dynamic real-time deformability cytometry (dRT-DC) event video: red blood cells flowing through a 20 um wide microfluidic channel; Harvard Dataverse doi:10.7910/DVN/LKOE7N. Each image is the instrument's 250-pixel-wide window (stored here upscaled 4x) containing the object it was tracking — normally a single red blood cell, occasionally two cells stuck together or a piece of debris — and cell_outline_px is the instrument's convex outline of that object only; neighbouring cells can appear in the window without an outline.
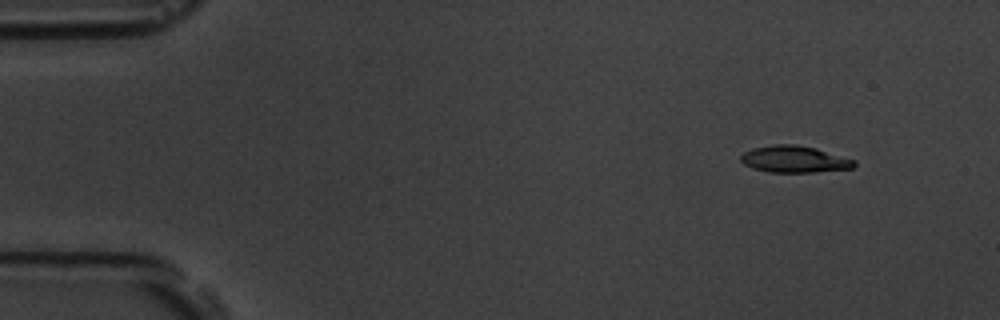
{"species": "common noctule bat (a hibernating species)", "species_latin": "Nyctalus noctula", "temperature_condition": "room temperature", "stored_images_in_passage": 6, "camera_frame_rate_fps": 3000, "um_per_image_px": 0.085, "animal": {"sex": "male", "body_mass_g": 19.5, "forearm_length_mm": 54.6}, "frame": {"image": 1, "passage_image": 1, "time_ms": 0.0, "image_size_px": [1000, 320], "cell_outline_px": [[856, 164], [852, 168], [812, 172], [768, 172], [752, 168], [744, 164], [740, 160], [740, 156], [744, 152], [752, 148], [776, 144], [796, 144], [816, 148], [856, 160]], "centroid_in_image_um": [67.5, 13.53], "position_along_channel_um": 17.5, "area_um2": 17.69}}
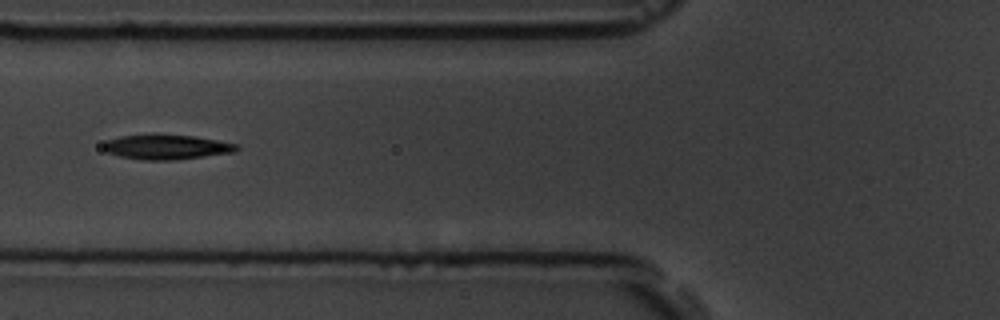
{"frame": {"image": 2, "passage_image": 5, "time_ms": 5.333, "image_size_px": [1000, 320], "cell_outline_px": [[240, 148], [236, 152], [172, 160], [144, 160], [120, 156], [108, 152], [104, 148], [104, 140], [120, 136], [156, 132], [196, 136], [240, 144]], "centroid_in_image_um": [14.18, 12.45], "position_along_channel_um": 111.6, "area_um2": 19.88}}
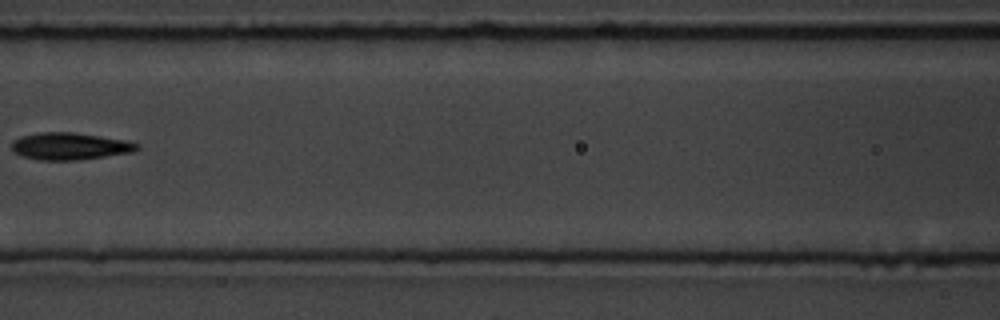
{"frame": {"image": 3, "passage_image": 6, "time_ms": 6.667, "image_size_px": [1000, 320], "cell_outline_px": [[140, 148], [132, 152], [76, 160], [40, 160], [20, 156], [12, 148], [12, 140], [20, 136], [36, 132], [72, 132], [100, 136], [124, 140], [140, 144]], "centroid_in_image_um": [5.9, 12.42], "position_along_channel_um": 160.7, "area_um2": 19.77}}